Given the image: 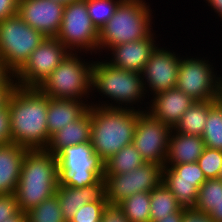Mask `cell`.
<instances>
[{"label":"cell","instance_id":"cell-1","mask_svg":"<svg viewBox=\"0 0 222 222\" xmlns=\"http://www.w3.org/2000/svg\"><path fill=\"white\" fill-rule=\"evenodd\" d=\"M11 143L28 150L46 149L48 97L38 88L16 86L8 99Z\"/></svg>","mask_w":222,"mask_h":222},{"label":"cell","instance_id":"cell-2","mask_svg":"<svg viewBox=\"0 0 222 222\" xmlns=\"http://www.w3.org/2000/svg\"><path fill=\"white\" fill-rule=\"evenodd\" d=\"M95 59L92 67L91 97L94 93L95 98L97 94L101 97L98 98V103L93 101L90 105L147 111L148 102L145 103L144 100L148 97L145 93L142 74L117 68L105 59H98L97 56Z\"/></svg>","mask_w":222,"mask_h":222},{"label":"cell","instance_id":"cell-3","mask_svg":"<svg viewBox=\"0 0 222 222\" xmlns=\"http://www.w3.org/2000/svg\"><path fill=\"white\" fill-rule=\"evenodd\" d=\"M58 162L46 149L27 150L15 191L18 209L28 212L56 193Z\"/></svg>","mask_w":222,"mask_h":222},{"label":"cell","instance_id":"cell-4","mask_svg":"<svg viewBox=\"0 0 222 222\" xmlns=\"http://www.w3.org/2000/svg\"><path fill=\"white\" fill-rule=\"evenodd\" d=\"M139 112L90 105V142L94 152L104 162L124 146L132 144Z\"/></svg>","mask_w":222,"mask_h":222},{"label":"cell","instance_id":"cell-5","mask_svg":"<svg viewBox=\"0 0 222 222\" xmlns=\"http://www.w3.org/2000/svg\"><path fill=\"white\" fill-rule=\"evenodd\" d=\"M146 0H123L99 31L98 58L111 47L147 38L153 31L155 15Z\"/></svg>","mask_w":222,"mask_h":222},{"label":"cell","instance_id":"cell-6","mask_svg":"<svg viewBox=\"0 0 222 222\" xmlns=\"http://www.w3.org/2000/svg\"><path fill=\"white\" fill-rule=\"evenodd\" d=\"M83 55L70 52L37 88L52 99L95 100L90 97L94 56L88 61Z\"/></svg>","mask_w":222,"mask_h":222},{"label":"cell","instance_id":"cell-7","mask_svg":"<svg viewBox=\"0 0 222 222\" xmlns=\"http://www.w3.org/2000/svg\"><path fill=\"white\" fill-rule=\"evenodd\" d=\"M58 185L82 188L104 177V161L94 152L91 142L64 147L56 154Z\"/></svg>","mask_w":222,"mask_h":222},{"label":"cell","instance_id":"cell-8","mask_svg":"<svg viewBox=\"0 0 222 222\" xmlns=\"http://www.w3.org/2000/svg\"><path fill=\"white\" fill-rule=\"evenodd\" d=\"M181 56L176 88L195 101L219 100L222 76L208 57Z\"/></svg>","mask_w":222,"mask_h":222},{"label":"cell","instance_id":"cell-9","mask_svg":"<svg viewBox=\"0 0 222 222\" xmlns=\"http://www.w3.org/2000/svg\"><path fill=\"white\" fill-rule=\"evenodd\" d=\"M45 38L41 32L26 24L18 14L8 17L0 22V59L15 75Z\"/></svg>","mask_w":222,"mask_h":222},{"label":"cell","instance_id":"cell-10","mask_svg":"<svg viewBox=\"0 0 222 222\" xmlns=\"http://www.w3.org/2000/svg\"><path fill=\"white\" fill-rule=\"evenodd\" d=\"M56 38L70 52L98 55L99 31L89 17L87 0L73 1L64 6Z\"/></svg>","mask_w":222,"mask_h":222},{"label":"cell","instance_id":"cell-11","mask_svg":"<svg viewBox=\"0 0 222 222\" xmlns=\"http://www.w3.org/2000/svg\"><path fill=\"white\" fill-rule=\"evenodd\" d=\"M69 53L56 37H46L14 75L16 86L37 88Z\"/></svg>","mask_w":222,"mask_h":222},{"label":"cell","instance_id":"cell-12","mask_svg":"<svg viewBox=\"0 0 222 222\" xmlns=\"http://www.w3.org/2000/svg\"><path fill=\"white\" fill-rule=\"evenodd\" d=\"M106 199L110 204H119L132 194L150 192L163 181V166L145 162L139 168L122 174H104Z\"/></svg>","mask_w":222,"mask_h":222},{"label":"cell","instance_id":"cell-13","mask_svg":"<svg viewBox=\"0 0 222 222\" xmlns=\"http://www.w3.org/2000/svg\"><path fill=\"white\" fill-rule=\"evenodd\" d=\"M171 132V126L154 118L147 111H140L132 143L145 162L157 163L164 167Z\"/></svg>","mask_w":222,"mask_h":222},{"label":"cell","instance_id":"cell-14","mask_svg":"<svg viewBox=\"0 0 222 222\" xmlns=\"http://www.w3.org/2000/svg\"><path fill=\"white\" fill-rule=\"evenodd\" d=\"M175 52L167 46L161 47L159 43L145 64L141 74L148 100L155 94L176 87L181 53Z\"/></svg>","mask_w":222,"mask_h":222},{"label":"cell","instance_id":"cell-15","mask_svg":"<svg viewBox=\"0 0 222 222\" xmlns=\"http://www.w3.org/2000/svg\"><path fill=\"white\" fill-rule=\"evenodd\" d=\"M198 162L163 167V183L181 208L193 209L201 185L206 181Z\"/></svg>","mask_w":222,"mask_h":222},{"label":"cell","instance_id":"cell-16","mask_svg":"<svg viewBox=\"0 0 222 222\" xmlns=\"http://www.w3.org/2000/svg\"><path fill=\"white\" fill-rule=\"evenodd\" d=\"M64 6L54 0H19L18 15L45 37H56L61 28Z\"/></svg>","mask_w":222,"mask_h":222},{"label":"cell","instance_id":"cell-17","mask_svg":"<svg viewBox=\"0 0 222 222\" xmlns=\"http://www.w3.org/2000/svg\"><path fill=\"white\" fill-rule=\"evenodd\" d=\"M156 32L154 30L147 38L141 40L115 45L102 58L108 56L105 60L117 68L142 73L152 52L159 45L156 39L159 36L155 35Z\"/></svg>","mask_w":222,"mask_h":222},{"label":"cell","instance_id":"cell-18","mask_svg":"<svg viewBox=\"0 0 222 222\" xmlns=\"http://www.w3.org/2000/svg\"><path fill=\"white\" fill-rule=\"evenodd\" d=\"M149 101L147 112L172 128L181 119L182 114L195 102L176 87L153 95Z\"/></svg>","mask_w":222,"mask_h":222},{"label":"cell","instance_id":"cell-19","mask_svg":"<svg viewBox=\"0 0 222 222\" xmlns=\"http://www.w3.org/2000/svg\"><path fill=\"white\" fill-rule=\"evenodd\" d=\"M55 194L59 200V206L63 213V217L69 222L78 209L84 204L94 201H107L106 180L103 177L98 182L82 188L58 185Z\"/></svg>","mask_w":222,"mask_h":222},{"label":"cell","instance_id":"cell-20","mask_svg":"<svg viewBox=\"0 0 222 222\" xmlns=\"http://www.w3.org/2000/svg\"><path fill=\"white\" fill-rule=\"evenodd\" d=\"M90 101L48 97L47 131L50 137L65 125L81 118L88 111Z\"/></svg>","mask_w":222,"mask_h":222},{"label":"cell","instance_id":"cell-21","mask_svg":"<svg viewBox=\"0 0 222 222\" xmlns=\"http://www.w3.org/2000/svg\"><path fill=\"white\" fill-rule=\"evenodd\" d=\"M27 150L16 143L0 145V195L15 193Z\"/></svg>","mask_w":222,"mask_h":222},{"label":"cell","instance_id":"cell-22","mask_svg":"<svg viewBox=\"0 0 222 222\" xmlns=\"http://www.w3.org/2000/svg\"><path fill=\"white\" fill-rule=\"evenodd\" d=\"M205 149L201 136L181 134L172 130L164 167L197 162Z\"/></svg>","mask_w":222,"mask_h":222},{"label":"cell","instance_id":"cell-23","mask_svg":"<svg viewBox=\"0 0 222 222\" xmlns=\"http://www.w3.org/2000/svg\"><path fill=\"white\" fill-rule=\"evenodd\" d=\"M91 114L88 111L79 119L65 125L60 131L55 132L46 147V150L56 155L67 146L90 142Z\"/></svg>","mask_w":222,"mask_h":222},{"label":"cell","instance_id":"cell-24","mask_svg":"<svg viewBox=\"0 0 222 222\" xmlns=\"http://www.w3.org/2000/svg\"><path fill=\"white\" fill-rule=\"evenodd\" d=\"M218 100L195 101L172 128L173 131L194 136H202L210 108Z\"/></svg>","mask_w":222,"mask_h":222},{"label":"cell","instance_id":"cell-25","mask_svg":"<svg viewBox=\"0 0 222 222\" xmlns=\"http://www.w3.org/2000/svg\"><path fill=\"white\" fill-rule=\"evenodd\" d=\"M145 163L133 143L124 146L104 163V174H122L131 172Z\"/></svg>","mask_w":222,"mask_h":222},{"label":"cell","instance_id":"cell-26","mask_svg":"<svg viewBox=\"0 0 222 222\" xmlns=\"http://www.w3.org/2000/svg\"><path fill=\"white\" fill-rule=\"evenodd\" d=\"M180 209L175 196L163 182L150 191V222L158 221Z\"/></svg>","mask_w":222,"mask_h":222},{"label":"cell","instance_id":"cell-27","mask_svg":"<svg viewBox=\"0 0 222 222\" xmlns=\"http://www.w3.org/2000/svg\"><path fill=\"white\" fill-rule=\"evenodd\" d=\"M118 205L130 222H150V192L132 194Z\"/></svg>","mask_w":222,"mask_h":222},{"label":"cell","instance_id":"cell-28","mask_svg":"<svg viewBox=\"0 0 222 222\" xmlns=\"http://www.w3.org/2000/svg\"><path fill=\"white\" fill-rule=\"evenodd\" d=\"M201 137L205 147L222 151V102L220 100L210 108Z\"/></svg>","mask_w":222,"mask_h":222},{"label":"cell","instance_id":"cell-29","mask_svg":"<svg viewBox=\"0 0 222 222\" xmlns=\"http://www.w3.org/2000/svg\"><path fill=\"white\" fill-rule=\"evenodd\" d=\"M222 198V180L207 179L198 191L197 201L193 210L209 215Z\"/></svg>","mask_w":222,"mask_h":222},{"label":"cell","instance_id":"cell-30","mask_svg":"<svg viewBox=\"0 0 222 222\" xmlns=\"http://www.w3.org/2000/svg\"><path fill=\"white\" fill-rule=\"evenodd\" d=\"M26 218L27 222H67L56 194L26 212Z\"/></svg>","mask_w":222,"mask_h":222},{"label":"cell","instance_id":"cell-31","mask_svg":"<svg viewBox=\"0 0 222 222\" xmlns=\"http://www.w3.org/2000/svg\"><path fill=\"white\" fill-rule=\"evenodd\" d=\"M123 0H87V9L93 25L98 31L113 16Z\"/></svg>","mask_w":222,"mask_h":222},{"label":"cell","instance_id":"cell-32","mask_svg":"<svg viewBox=\"0 0 222 222\" xmlns=\"http://www.w3.org/2000/svg\"><path fill=\"white\" fill-rule=\"evenodd\" d=\"M197 162L206 179L219 178L222 167V151L205 147Z\"/></svg>","mask_w":222,"mask_h":222},{"label":"cell","instance_id":"cell-33","mask_svg":"<svg viewBox=\"0 0 222 222\" xmlns=\"http://www.w3.org/2000/svg\"><path fill=\"white\" fill-rule=\"evenodd\" d=\"M108 201H94L78 209L69 222H101V217Z\"/></svg>","mask_w":222,"mask_h":222},{"label":"cell","instance_id":"cell-34","mask_svg":"<svg viewBox=\"0 0 222 222\" xmlns=\"http://www.w3.org/2000/svg\"><path fill=\"white\" fill-rule=\"evenodd\" d=\"M19 211L15 193L0 195V222L7 221Z\"/></svg>","mask_w":222,"mask_h":222},{"label":"cell","instance_id":"cell-35","mask_svg":"<svg viewBox=\"0 0 222 222\" xmlns=\"http://www.w3.org/2000/svg\"><path fill=\"white\" fill-rule=\"evenodd\" d=\"M101 222H130L118 204L107 203L103 210Z\"/></svg>","mask_w":222,"mask_h":222},{"label":"cell","instance_id":"cell-36","mask_svg":"<svg viewBox=\"0 0 222 222\" xmlns=\"http://www.w3.org/2000/svg\"><path fill=\"white\" fill-rule=\"evenodd\" d=\"M11 143L10 114L8 104L0 109V145Z\"/></svg>","mask_w":222,"mask_h":222},{"label":"cell","instance_id":"cell-37","mask_svg":"<svg viewBox=\"0 0 222 222\" xmlns=\"http://www.w3.org/2000/svg\"><path fill=\"white\" fill-rule=\"evenodd\" d=\"M19 0H0V22L18 14Z\"/></svg>","mask_w":222,"mask_h":222},{"label":"cell","instance_id":"cell-38","mask_svg":"<svg viewBox=\"0 0 222 222\" xmlns=\"http://www.w3.org/2000/svg\"><path fill=\"white\" fill-rule=\"evenodd\" d=\"M0 87H16L14 75L7 69L5 63L0 59Z\"/></svg>","mask_w":222,"mask_h":222},{"label":"cell","instance_id":"cell-39","mask_svg":"<svg viewBox=\"0 0 222 222\" xmlns=\"http://www.w3.org/2000/svg\"><path fill=\"white\" fill-rule=\"evenodd\" d=\"M182 222H213L209 215L188 209L184 213Z\"/></svg>","mask_w":222,"mask_h":222},{"label":"cell","instance_id":"cell-40","mask_svg":"<svg viewBox=\"0 0 222 222\" xmlns=\"http://www.w3.org/2000/svg\"><path fill=\"white\" fill-rule=\"evenodd\" d=\"M186 210L187 209L185 208H181L178 212L166 215V217H162L160 220L155 222H182Z\"/></svg>","mask_w":222,"mask_h":222},{"label":"cell","instance_id":"cell-41","mask_svg":"<svg viewBox=\"0 0 222 222\" xmlns=\"http://www.w3.org/2000/svg\"><path fill=\"white\" fill-rule=\"evenodd\" d=\"M204 2L211 8L212 12L221 19L222 22V0H204Z\"/></svg>","mask_w":222,"mask_h":222},{"label":"cell","instance_id":"cell-42","mask_svg":"<svg viewBox=\"0 0 222 222\" xmlns=\"http://www.w3.org/2000/svg\"><path fill=\"white\" fill-rule=\"evenodd\" d=\"M15 87H0V109L7 105L10 94Z\"/></svg>","mask_w":222,"mask_h":222},{"label":"cell","instance_id":"cell-43","mask_svg":"<svg viewBox=\"0 0 222 222\" xmlns=\"http://www.w3.org/2000/svg\"><path fill=\"white\" fill-rule=\"evenodd\" d=\"M213 222H222V198L215 209L209 214Z\"/></svg>","mask_w":222,"mask_h":222},{"label":"cell","instance_id":"cell-44","mask_svg":"<svg viewBox=\"0 0 222 222\" xmlns=\"http://www.w3.org/2000/svg\"><path fill=\"white\" fill-rule=\"evenodd\" d=\"M4 222H27L26 213L19 210L14 216L7 218V221Z\"/></svg>","mask_w":222,"mask_h":222},{"label":"cell","instance_id":"cell-45","mask_svg":"<svg viewBox=\"0 0 222 222\" xmlns=\"http://www.w3.org/2000/svg\"><path fill=\"white\" fill-rule=\"evenodd\" d=\"M54 1H57L66 5V4L72 3L73 1H78V0H54Z\"/></svg>","mask_w":222,"mask_h":222},{"label":"cell","instance_id":"cell-46","mask_svg":"<svg viewBox=\"0 0 222 222\" xmlns=\"http://www.w3.org/2000/svg\"><path fill=\"white\" fill-rule=\"evenodd\" d=\"M219 178L222 180V167H221V172H220Z\"/></svg>","mask_w":222,"mask_h":222}]
</instances>
